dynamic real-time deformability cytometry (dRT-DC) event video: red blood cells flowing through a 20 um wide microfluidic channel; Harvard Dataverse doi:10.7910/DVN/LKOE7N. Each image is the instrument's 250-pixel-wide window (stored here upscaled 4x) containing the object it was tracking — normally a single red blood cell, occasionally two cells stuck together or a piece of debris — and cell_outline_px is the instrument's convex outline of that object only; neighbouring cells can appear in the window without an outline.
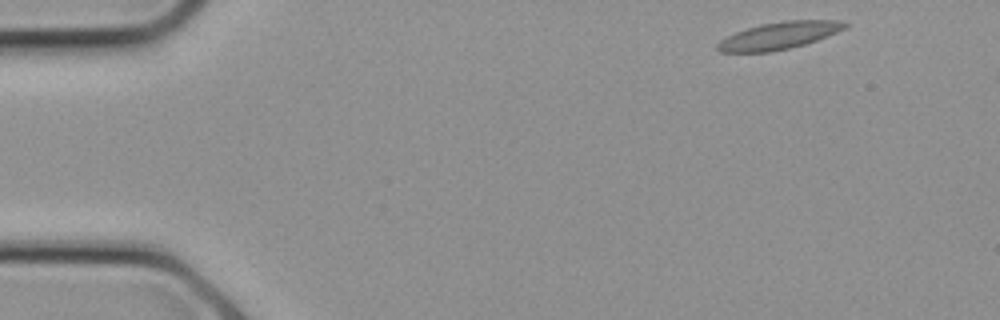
{"species": "common noctule bat (a hibernating species)", "species_latin": "Nyctalus noctula", "temperature_condition": "cold", "stored_images_in_passage": 4, "camera_frame_rate_fps": 3000, "um_per_image_px": 0.085, "animal": {"sex": "female", "body_mass_g": 21.9}, "frame": {"image": 1, "passage_image": 1, "time_ms": 0.0, "image_size_px": [1000, 320], "cell_outline_px": [[848, 24], [844, 28], [836, 32], [816, 40], [804, 44], [788, 48], [768, 52], [720, 52], [716, 48], [716, 44], [720, 40], [736, 32], [760, 24], [784, 20], [836, 20]], "centroid_in_image_um": [66.17, 3.02], "position_along_channel_um": 18.8, "area_um2": 19.88}}